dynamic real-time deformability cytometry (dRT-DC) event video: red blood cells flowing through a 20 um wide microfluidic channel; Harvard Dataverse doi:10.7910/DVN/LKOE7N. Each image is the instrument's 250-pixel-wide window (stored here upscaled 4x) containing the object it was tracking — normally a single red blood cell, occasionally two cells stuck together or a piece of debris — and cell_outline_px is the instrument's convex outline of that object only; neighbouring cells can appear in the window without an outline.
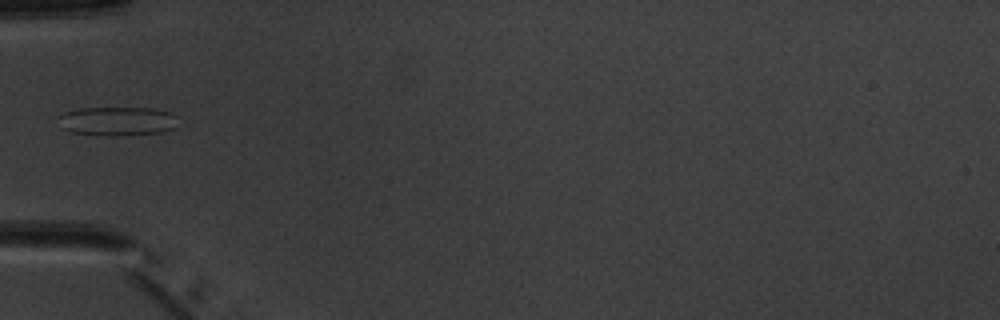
{"species": "common noctule bat (a hibernating species)", "species_latin": "Nyctalus noctula", "temperature_condition": "warm", "stored_images_in_passage": 3, "camera_frame_rate_fps": 3000, "um_per_image_px": 0.085, "animal": {"sex": "male", "body_mass_g": 20.1, "forearm_length_mm": 53.5}, "frame": {"image": 1, "passage_image": 3, "time_ms": 2.333, "image_size_px": [1000, 320], "cell_outline_px": [[176, 128], [160, 132], [120, 136], [112, 136], [72, 132], [60, 128], [56, 116], [64, 112], [80, 108], [152, 108], [172, 112], [176, 116]], "centroid_in_image_um": [9.94, 10.29], "position_along_channel_um": 75.1, "area_um2": 20.46}}